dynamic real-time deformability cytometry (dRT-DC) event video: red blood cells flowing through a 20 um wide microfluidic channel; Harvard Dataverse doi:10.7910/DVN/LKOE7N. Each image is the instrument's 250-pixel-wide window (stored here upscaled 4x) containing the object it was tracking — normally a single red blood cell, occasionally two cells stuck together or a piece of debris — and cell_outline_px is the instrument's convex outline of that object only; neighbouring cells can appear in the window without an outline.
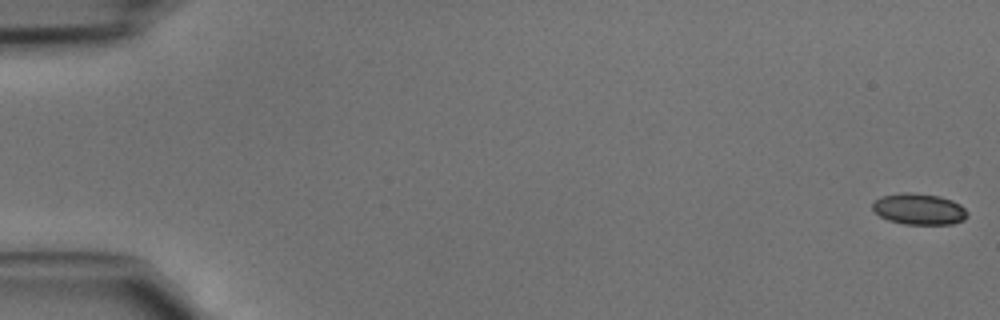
{"species": "common noctule bat (a hibernating species)", "species_latin": "Nyctalus noctula", "temperature_condition": "cold", "stored_images_in_passage": 15, "camera_frame_rate_fps": 3000, "um_per_image_px": 0.085, "animal": {"sex": "male", "body_mass_g": 15.6}, "frame": {"image": 1, "passage_image": 1, "time_ms": 0.0, "image_size_px": [1000, 320], "cell_outline_px": [[968, 216], [964, 220], [952, 224], [904, 224], [888, 220], [880, 216], [872, 208], [872, 204], [880, 196], [900, 192], [908, 192], [940, 196], [952, 200], [960, 204], [968, 212]], "centroid_in_image_um": [78.13, 17.76], "position_along_channel_um": 6.9, "area_um2": 17.34}}
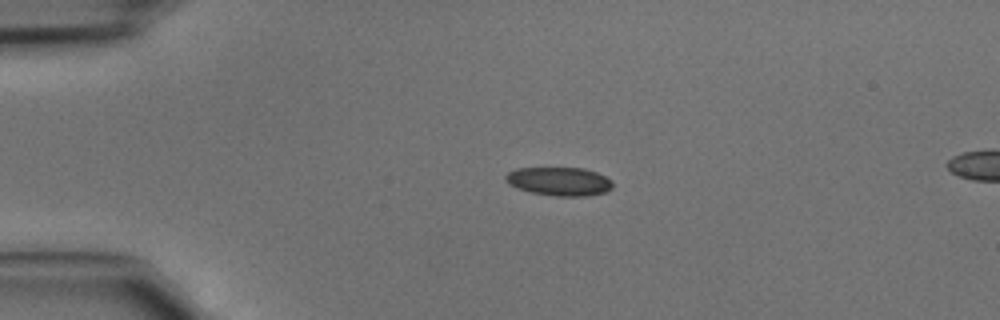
{"frame": {"image": 2, "passage_image": 11, "time_ms": 3.333, "image_size_px": [1000, 320], "cell_outline_px": [[612, 188], [604, 192], [588, 196], [556, 196], [532, 192], [508, 184], [504, 180], [504, 176], [508, 172], [516, 168], [584, 168], [596, 172], [612, 180]], "centroid_in_image_um": [47.53, 15.41], "position_along_channel_um": 37.5, "area_um2": 17.74}}